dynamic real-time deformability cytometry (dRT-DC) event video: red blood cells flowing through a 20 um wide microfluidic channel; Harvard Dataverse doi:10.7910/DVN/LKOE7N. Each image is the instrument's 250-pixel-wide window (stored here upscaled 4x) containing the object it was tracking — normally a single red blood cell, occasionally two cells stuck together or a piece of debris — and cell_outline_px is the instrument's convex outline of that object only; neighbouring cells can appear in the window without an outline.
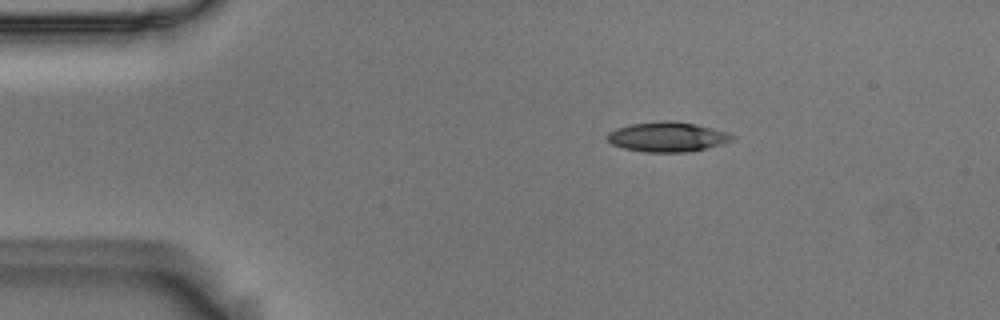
{"species": "Egyptian fruit bat (a non-hibernating species)", "species_latin": "Rousettus aegyptiacus", "temperature_condition": "room temperature", "stored_images_in_passage": 5, "camera_frame_rate_fps": 3000, "um_per_image_px": 0.085, "animal": {"sex": "male"}, "frame": {"image": 1, "passage_image": 2, "time_ms": 0.333, "image_size_px": [1000, 320], "cell_outline_px": [[736, 136], [732, 140], [724, 144], [708, 148], [688, 152], [644, 152], [624, 148], [612, 144], [604, 136], [608, 132], [616, 128], [632, 124], [664, 120], [696, 124], [728, 132]], "centroid_in_image_um": [56.74, 11.64], "position_along_channel_um": 28.3, "area_um2": 21.79}}
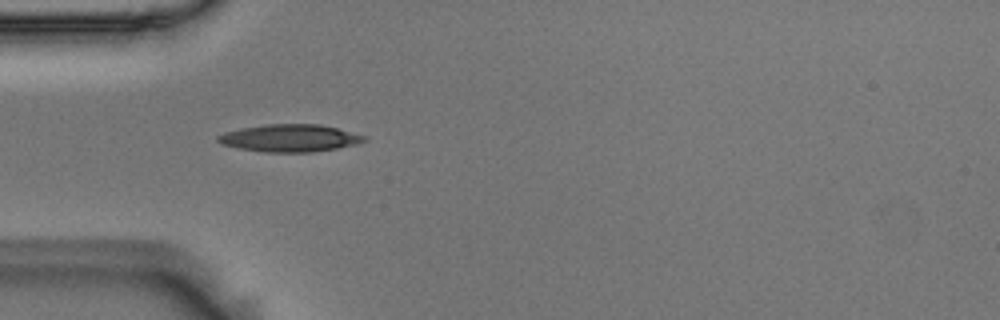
{"frame": {"image": 2, "passage_image": 4, "time_ms": 1.0, "image_size_px": [1000, 320], "cell_outline_px": [[368, 140], [356, 144], [336, 148], [312, 152], [264, 152], [240, 148], [220, 144], [216, 140], [216, 136], [224, 132], [264, 124], [320, 124], [368, 136]], "centroid_in_image_um": [24.64, 11.73], "position_along_channel_um": 60.4, "area_um2": 23.35}}
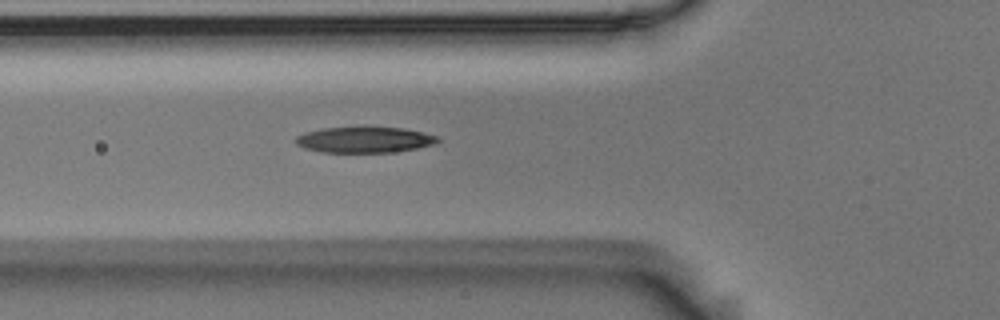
{"frame": {"image": 3, "passage_image": 5, "time_ms": 1.333, "image_size_px": [1000, 320], "cell_outline_px": [[440, 140], [436, 144], [416, 148], [392, 152], [320, 152], [304, 148], [296, 144], [296, 136], [304, 132], [324, 128], [404, 128], [424, 132], [440, 136]], "centroid_in_image_um": [31.01, 11.89], "position_along_channel_um": 94.8, "area_um2": 21.27}}